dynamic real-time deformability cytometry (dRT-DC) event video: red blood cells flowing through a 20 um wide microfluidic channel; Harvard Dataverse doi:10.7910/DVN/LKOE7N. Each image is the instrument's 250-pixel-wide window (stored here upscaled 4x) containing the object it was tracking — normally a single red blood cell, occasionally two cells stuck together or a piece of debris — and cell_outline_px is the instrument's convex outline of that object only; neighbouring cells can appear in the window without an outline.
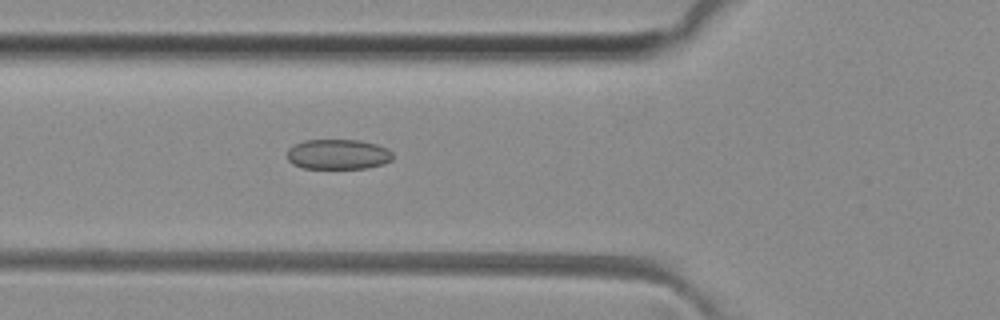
{"species": "common noctule bat (a hibernating species)", "species_latin": "Nyctalus noctula", "temperature_condition": "room temperature", "stored_images_in_passage": 40, "camera_frame_rate_fps": 3000, "um_per_image_px": 0.085, "animal": {"sex": "female", "body_mass_g": 29.2, "forearm_length_mm": 56.3}, "frame": {"image": 1, "passage_image": 8, "time_ms": 2.333, "image_size_px": [1000, 320], "cell_outline_px": [[392, 160], [384, 164], [368, 168], [304, 168], [292, 164], [288, 160], [288, 148], [304, 140], [360, 140], [376, 144], [388, 148], [392, 152]], "centroid_in_image_um": [28.76, 13.12], "position_along_channel_um": 97.0, "area_um2": 18.61}}
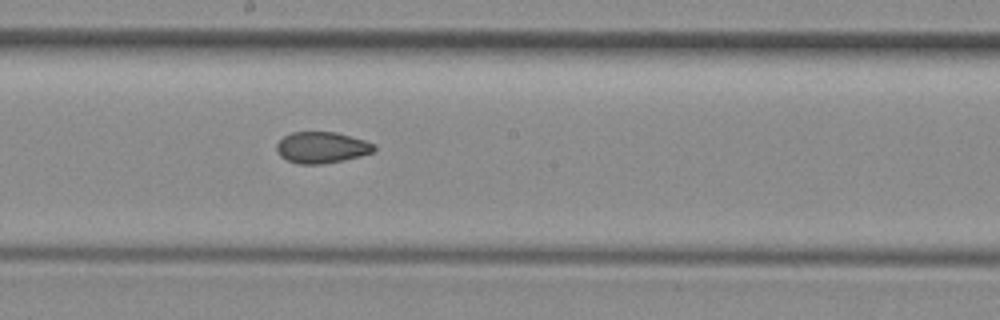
{"frame": {"image": 2, "passage_image": 17, "time_ms": 5.333, "image_size_px": [1000, 320], "cell_outline_px": [[376, 148], [372, 152], [360, 156], [344, 160], [320, 164], [300, 164], [288, 160], [280, 156], [276, 152], [276, 144], [284, 136], [292, 132], [336, 132], [364, 140], [376, 144]], "centroid_in_image_um": [27.34, 12.53], "position_along_channel_um": 220.9, "area_um2": 17.74}}
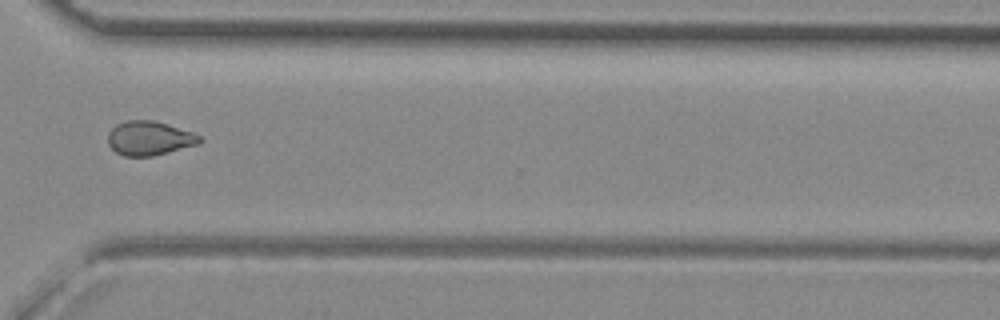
{"frame": {"image": 3, "passage_image": 27, "time_ms": 8.667, "image_size_px": [1000, 320], "cell_outline_px": [[200, 144], [152, 156], [124, 156], [116, 152], [108, 144], [108, 132], [116, 124], [128, 120], [152, 120], [192, 132], [200, 136]], "centroid_in_image_um": [12.67, 11.75], "position_along_channel_um": 357.9, "area_um2": 18.09}, "authors_computed_cell_mechanics": {"area_um2": 18.3226, "velocity_mm_per_s": 4.1145, "shape_relaxation_time_tau1_ms": null, "shape_relaxation_time_tau2_ms": 2.8895, "deformation_change_tau1": null, "deformation_change_tau2": 0.067}}